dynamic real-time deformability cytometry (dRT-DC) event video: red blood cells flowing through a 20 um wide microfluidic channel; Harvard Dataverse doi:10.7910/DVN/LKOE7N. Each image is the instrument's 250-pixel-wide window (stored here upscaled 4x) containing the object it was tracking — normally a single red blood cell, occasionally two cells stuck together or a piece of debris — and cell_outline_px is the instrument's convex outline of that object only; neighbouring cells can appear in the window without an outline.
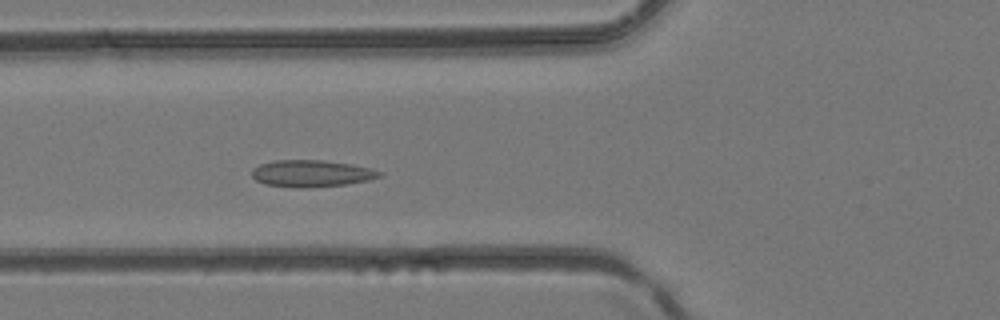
{"species": "common noctule bat (a hibernating species)", "species_latin": "Nyctalus noctula", "temperature_condition": "room temperature", "stored_images_in_passage": 35, "camera_frame_rate_fps": 3000, "um_per_image_px": 0.085, "animal": {"sex": "female", "body_mass_g": 24.6, "forearm_length_mm": 56.2}, "frame": {"image": 1, "passage_image": 9, "time_ms": 2.667, "image_size_px": [1000, 320], "cell_outline_px": [[380, 176], [368, 180], [344, 184], [304, 188], [300, 188], [264, 184], [256, 180], [252, 176], [252, 168], [260, 164], [276, 160], [324, 160], [352, 164], [368, 168], [380, 172]], "centroid_in_image_um": [26.41, 14.74], "position_along_channel_um": 99.4, "area_um2": 19.71}}
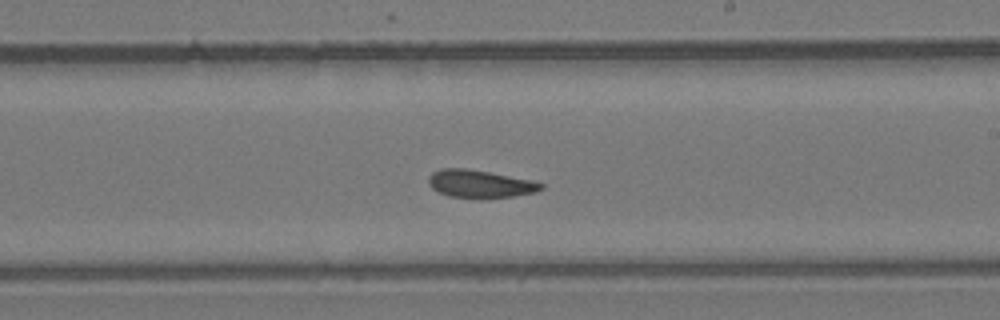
{"frame": {"image": 2, "passage_image": 18, "time_ms": 5.667, "image_size_px": [1000, 320], "cell_outline_px": [[544, 188], [536, 192], [512, 196], [448, 196], [432, 188], [428, 184], [428, 176], [432, 172], [440, 168], [464, 168], [488, 172], [532, 180], [544, 184]], "centroid_in_image_um": [40.78, 15.59], "position_along_channel_um": 248.2, "area_um2": 17.63}}
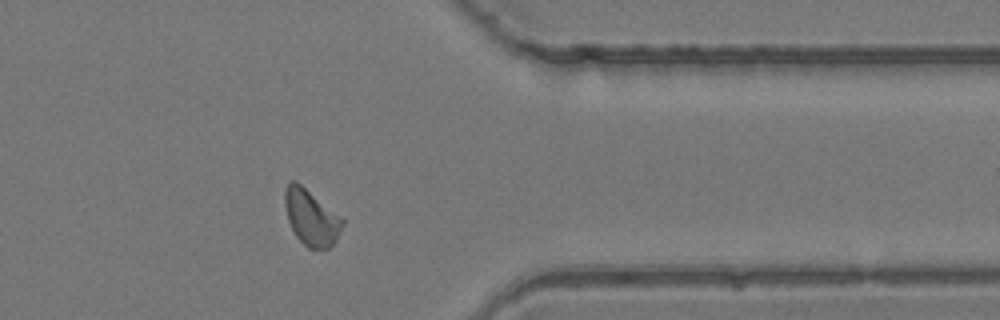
{"frame": {"image": 3, "passage_image": 27, "time_ms": 8.667, "image_size_px": [1000, 320], "cell_outline_px": [[344, 224], [336, 240], [328, 248], [308, 248], [296, 236], [288, 220], [284, 204], [284, 188], [288, 180], [296, 180], [340, 216], [344, 220]], "centroid_in_image_um": [26.42, 18.45], "position_along_channel_um": 385.0, "area_um2": 18.67}}